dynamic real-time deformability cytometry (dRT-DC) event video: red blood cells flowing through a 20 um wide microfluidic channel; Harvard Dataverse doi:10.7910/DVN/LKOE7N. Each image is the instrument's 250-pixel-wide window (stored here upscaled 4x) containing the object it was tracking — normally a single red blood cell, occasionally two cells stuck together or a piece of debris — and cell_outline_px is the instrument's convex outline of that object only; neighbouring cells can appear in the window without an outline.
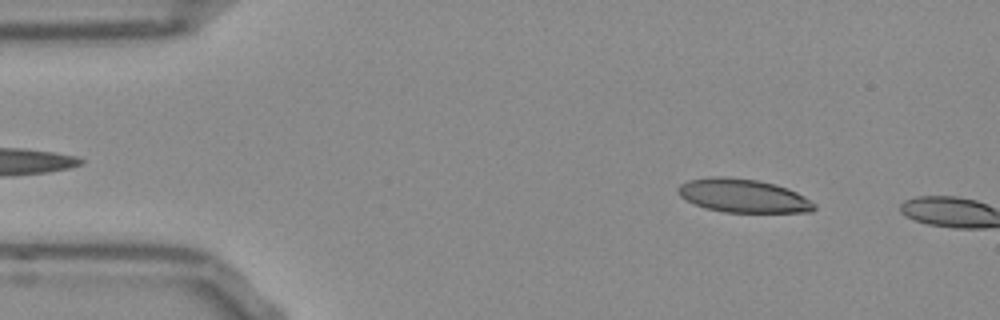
{"species": "Egyptian fruit bat (a non-hibernating species)", "species_latin": "Rousettus aegyptiacus", "temperature_condition": "room temperature", "stored_images_in_passage": 8, "camera_frame_rate_fps": 3000, "um_per_image_px": 0.085, "frame": {"image": 1, "passage_image": 6, "time_ms": 1.667, "image_size_px": [1000, 320], "cell_outline_px": [[816, 208], [812, 212], [724, 212], [708, 208], [696, 204], [680, 196], [676, 192], [676, 188], [680, 184], [688, 180], [712, 176], [724, 176], [756, 180], [776, 184], [788, 188], [804, 196], [816, 204]], "centroid_in_image_um": [63.17, 16.63], "position_along_channel_um": 21.8, "area_um2": 26.59}}